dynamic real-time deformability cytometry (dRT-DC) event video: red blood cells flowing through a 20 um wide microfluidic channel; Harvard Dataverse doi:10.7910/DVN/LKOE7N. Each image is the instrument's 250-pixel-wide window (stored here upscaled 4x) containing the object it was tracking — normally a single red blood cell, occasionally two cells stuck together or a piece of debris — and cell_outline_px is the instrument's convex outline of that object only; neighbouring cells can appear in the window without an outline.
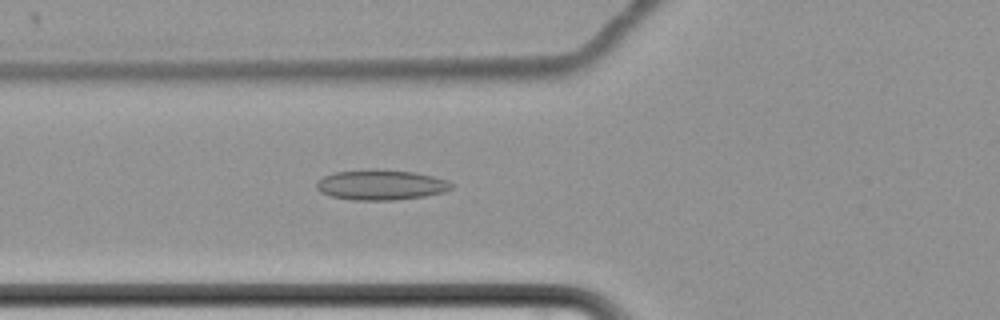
{"species": "common noctule bat (a hibernating species)", "species_latin": "Nyctalus noctula", "temperature_condition": "cold", "stored_images_in_passage": 64, "camera_frame_rate_fps": 3000, "um_per_image_px": 0.085, "animal": {"sex": "female", "body_mass_g": 22.7, "forearm_length_mm": 54.2}, "frame": {"image": 1, "passage_image": 27, "time_ms": 8.667, "image_size_px": [1000, 320], "cell_outline_px": [[452, 188], [444, 192], [424, 196], [396, 200], [356, 200], [332, 196], [320, 192], [316, 188], [316, 184], [324, 176], [336, 172], [368, 168], [376, 168], [412, 172], [432, 176], [448, 180], [452, 184]], "centroid_in_image_um": [32.38, 15.7], "position_along_channel_um": 93.4, "area_um2": 23.81}}
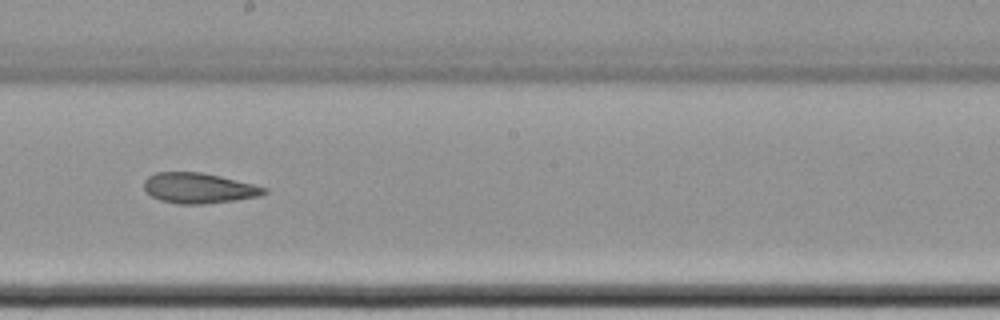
{"frame": {"image": 2, "passage_image": 39, "time_ms": 12.667, "image_size_px": [1000, 320], "cell_outline_px": [[268, 192], [260, 196], [236, 200], [204, 204], [176, 204], [160, 200], [152, 196], [144, 188], [144, 180], [148, 176], [156, 172], [200, 172], [220, 176], [268, 188]], "centroid_in_image_um": [16.89, 15.99], "position_along_channel_um": 231.3, "area_um2": 21.27}}
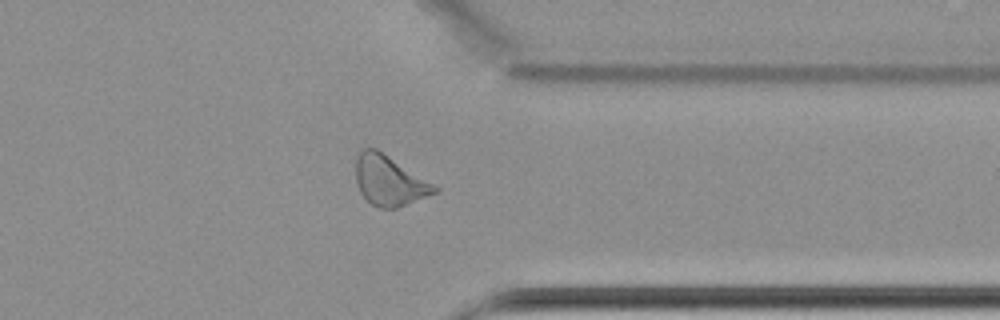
{"frame": {"image": 3, "passage_image": 52, "time_ms": 17.0, "image_size_px": [1000, 320], "cell_outline_px": [[440, 192], [396, 208], [380, 208], [372, 204], [360, 192], [356, 180], [356, 156], [364, 148], [376, 148], [440, 188]], "centroid_in_image_um": [33.1, 15.36], "position_along_channel_um": 378.3, "area_um2": 22.77}, "authors_computed_cell_mechanics": {"area_um2": 24.4494, "velocity_mm_per_s": 3.4518, "shape_relaxation_time_tau1_ms": null, "shape_relaxation_time_tau2_ms": 7.3067, "deformation_change_tau1": null, "deformation_change_tau2": 0.1335}}